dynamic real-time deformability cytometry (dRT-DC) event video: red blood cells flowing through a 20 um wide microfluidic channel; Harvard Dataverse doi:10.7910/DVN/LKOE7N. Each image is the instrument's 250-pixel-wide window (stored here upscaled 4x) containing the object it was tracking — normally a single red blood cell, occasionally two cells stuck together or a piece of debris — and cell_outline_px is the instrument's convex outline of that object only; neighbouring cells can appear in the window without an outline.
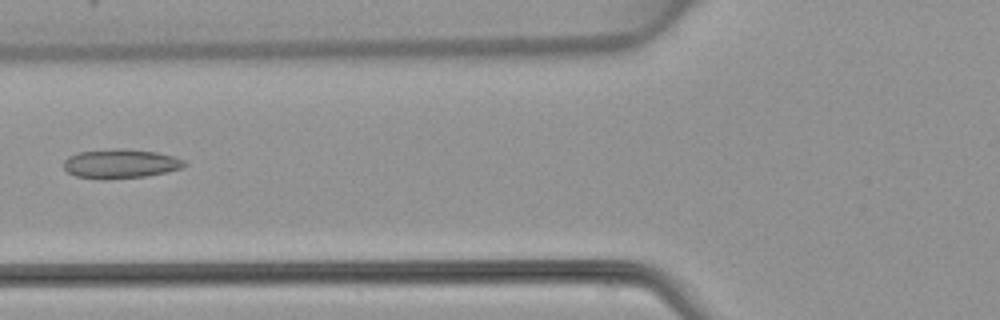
{"species": "common noctule bat (a hibernating species)", "species_latin": "Nyctalus noctula", "temperature_condition": "warm", "stored_images_in_passage": 6, "camera_frame_rate_fps": 3000, "um_per_image_px": 0.085, "animal": {"sex": "female", "body_mass_g": 22.7, "forearm_length_mm": 54.2}, "frame": {"image": 1, "passage_image": 5, "time_ms": 6.0, "image_size_px": [1000, 320], "cell_outline_px": [[188, 164], [184, 168], [144, 176], [104, 180], [76, 176], [68, 172], [64, 168], [64, 160], [68, 156], [76, 152], [112, 148], [124, 148], [156, 152], [172, 156], [184, 160]], "centroid_in_image_um": [10.22, 13.9], "position_along_channel_um": 115.6, "area_um2": 20.75}}
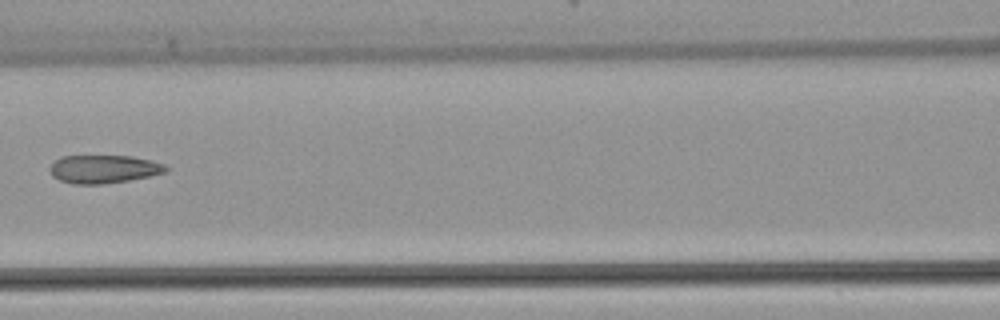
{"frame": {"image": 2, "passage_image": 6, "time_ms": 7.0, "image_size_px": [1000, 320], "cell_outline_px": [[168, 168], [164, 172], [148, 176], [128, 180], [100, 184], [72, 184], [60, 180], [52, 176], [48, 168], [60, 156], [132, 156], [164, 164]], "centroid_in_image_um": [8.75, 14.37], "position_along_channel_um": 157.8, "area_um2": 18.84}}